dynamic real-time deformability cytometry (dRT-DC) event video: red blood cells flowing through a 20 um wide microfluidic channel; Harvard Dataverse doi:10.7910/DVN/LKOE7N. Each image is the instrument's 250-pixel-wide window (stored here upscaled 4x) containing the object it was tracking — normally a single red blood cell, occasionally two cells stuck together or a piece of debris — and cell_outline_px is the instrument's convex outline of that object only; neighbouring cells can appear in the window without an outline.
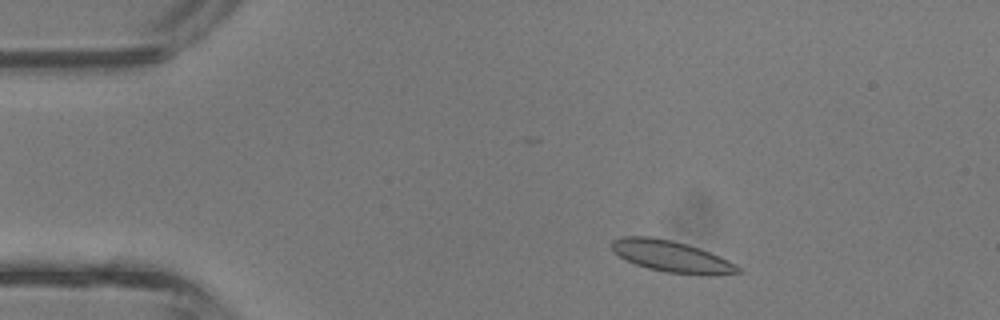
{"species": "common noctule bat (a hibernating species)", "species_latin": "Nyctalus noctula", "temperature_condition": "room temperature", "stored_images_in_passage": 4, "camera_frame_rate_fps": 3000, "um_per_image_px": 0.085, "animal": {"sex": "male", "body_mass_g": 13.3}, "frame": {"image": 1, "passage_image": 2, "time_ms": 0.333, "image_size_px": [1000, 320], "cell_outline_px": [[744, 272], [708, 276], [704, 276], [664, 272], [648, 268], [636, 264], [612, 252], [612, 240], [624, 236], [652, 236], [672, 240], [688, 244], [700, 248], [720, 256], [736, 264]], "centroid_in_image_um": [57.12, 21.8], "position_along_channel_um": 27.9, "area_um2": 23.41}}